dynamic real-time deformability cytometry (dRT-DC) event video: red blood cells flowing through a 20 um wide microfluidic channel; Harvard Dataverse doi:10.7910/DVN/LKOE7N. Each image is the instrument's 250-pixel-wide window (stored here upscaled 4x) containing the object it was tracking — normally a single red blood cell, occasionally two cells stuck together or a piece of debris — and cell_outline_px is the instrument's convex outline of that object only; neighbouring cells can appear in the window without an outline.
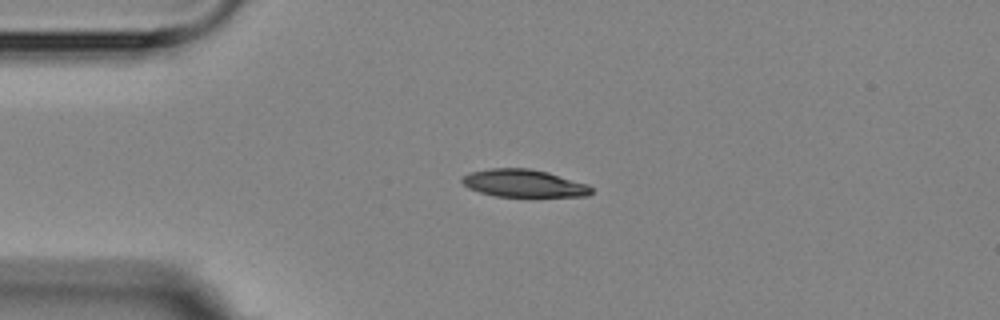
{"species": "Egyptian fruit bat (a non-hibernating species)", "species_latin": "Rousettus aegyptiacus", "temperature_condition": "room temperature", "stored_images_in_passage": 6, "camera_frame_rate_fps": 3000, "um_per_image_px": 0.085, "animal": {"sex": "female"}, "frame": {"image": 1, "passage_image": 3, "time_ms": 2.0, "image_size_px": [1000, 320], "cell_outline_px": [[592, 192], [588, 196], [496, 196], [480, 192], [468, 188], [460, 180], [468, 172], [492, 168], [528, 168], [548, 172], [588, 184], [592, 188]], "centroid_in_image_um": [44.51, 15.57], "position_along_channel_um": 40.5, "area_um2": 20.69}}
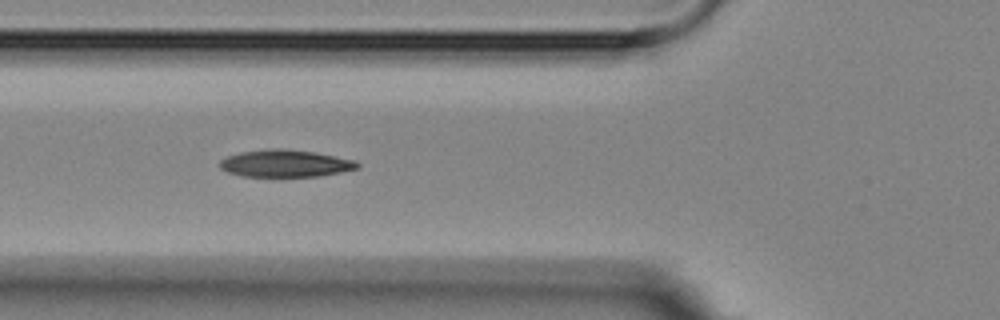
{"frame": {"image": 2, "passage_image": 5, "time_ms": 4.333, "image_size_px": [1000, 320], "cell_outline_px": [[360, 168], [340, 172], [316, 176], [244, 176], [228, 172], [220, 168], [220, 160], [228, 156], [240, 152], [272, 148], [284, 148], [316, 152], [356, 160], [360, 164]], "centroid_in_image_um": [24.28, 13.88], "position_along_channel_um": 101.5, "area_um2": 21.79}}
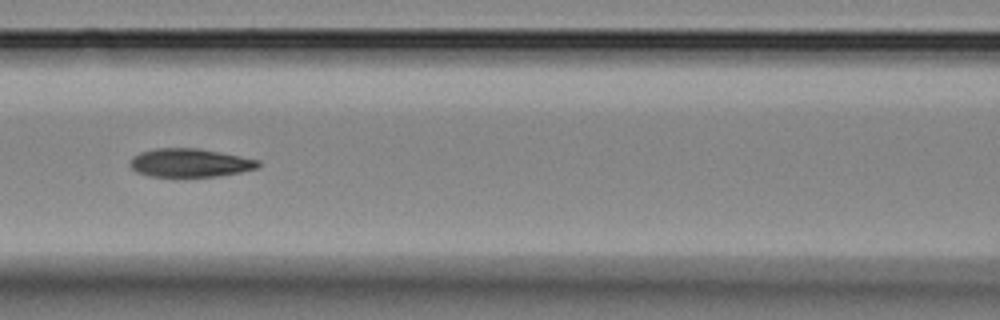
{"frame": {"image": 3, "passage_image": 6, "time_ms": 5.667, "image_size_px": [1000, 320], "cell_outline_px": [[260, 168], [240, 172], [216, 176], [148, 176], [136, 172], [128, 164], [132, 156], [140, 152], [156, 148], [196, 148], [220, 152], [260, 160]], "centroid_in_image_um": [16.13, 13.83], "position_along_channel_um": 150.5, "area_um2": 21.27}}